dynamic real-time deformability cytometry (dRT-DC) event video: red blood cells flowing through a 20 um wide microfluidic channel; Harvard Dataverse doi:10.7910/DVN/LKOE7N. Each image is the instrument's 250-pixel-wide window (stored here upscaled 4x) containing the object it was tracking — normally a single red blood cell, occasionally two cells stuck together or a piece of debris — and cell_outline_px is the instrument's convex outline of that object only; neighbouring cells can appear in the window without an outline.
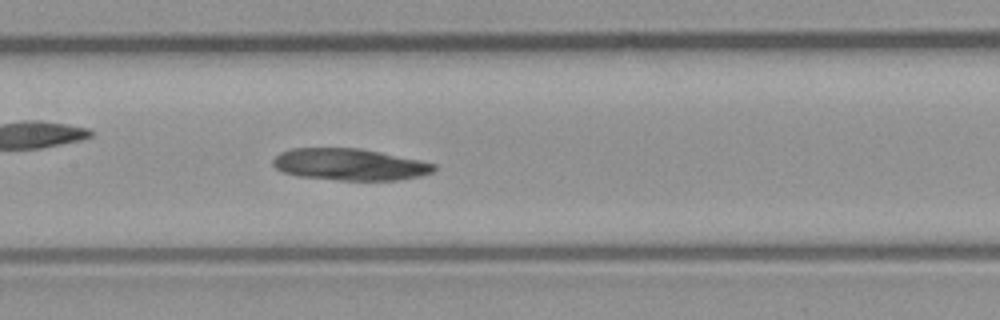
{"species": "common noctule bat (a hibernating species)", "species_latin": "Nyctalus noctula", "temperature_condition": "room temperature", "stored_images_in_passage": 50, "camera_frame_rate_fps": 3000, "um_per_image_px": 0.085, "animal": {"sex": "male", "body_mass_g": 23.1, "forearm_length_mm": 52.7}, "frame": {"image": 1, "passage_image": 23, "time_ms": 7.333, "image_size_px": [1000, 320], "cell_outline_px": [[436, 168], [432, 172], [420, 176], [396, 180], [340, 180], [296, 176], [284, 172], [276, 168], [272, 164], [272, 160], [280, 152], [292, 148], [360, 148], [420, 160], [436, 164]], "centroid_in_image_um": [29.7, 13.98], "position_along_channel_um": 177.7, "area_um2": 29.77}}
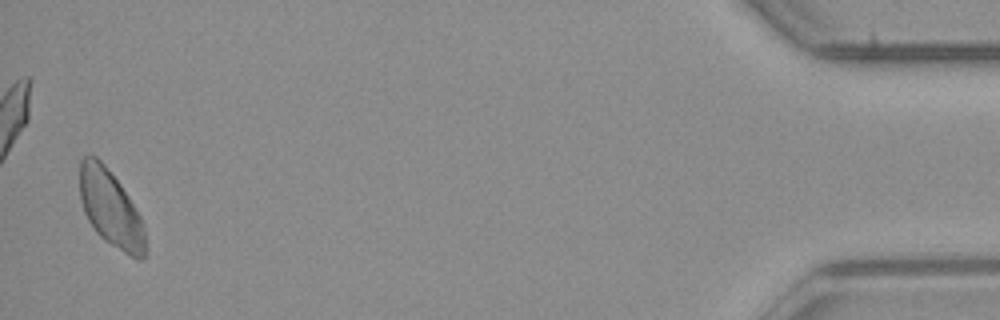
{"frame": {"image": 2, "passage_image": 49, "time_ms": 16.0, "image_size_px": [1000, 320], "cell_outline_px": [[144, 256], [140, 260], [136, 260], [104, 240], [96, 232], [88, 220], [84, 212], [80, 200], [80, 160], [84, 156], [96, 156], [104, 164], [120, 184], [136, 208], [140, 216], [144, 228]], "centroid_in_image_um": [9.38, 17.72], "position_along_channel_um": 425.8, "area_um2": 29.02}}